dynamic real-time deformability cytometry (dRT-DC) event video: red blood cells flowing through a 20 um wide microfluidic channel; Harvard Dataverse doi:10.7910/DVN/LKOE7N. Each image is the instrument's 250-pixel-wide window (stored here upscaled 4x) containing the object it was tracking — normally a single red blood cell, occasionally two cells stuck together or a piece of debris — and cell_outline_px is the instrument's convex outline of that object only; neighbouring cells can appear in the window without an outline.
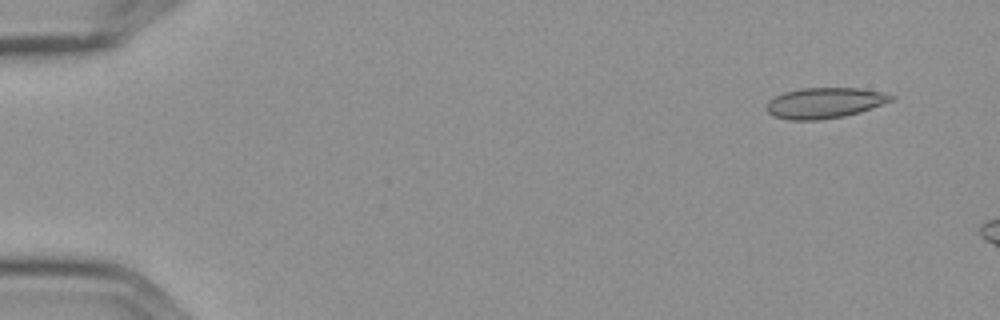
{"species": "Egyptian fruit bat (a non-hibernating species)", "species_latin": "Rousettus aegyptiacus", "temperature_condition": "cold", "stored_images_in_passage": 3, "camera_frame_rate_fps": 3000, "um_per_image_px": 0.085, "frame": {"image": 1, "passage_image": 1, "time_ms": 0.0, "image_size_px": [1000, 320], "cell_outline_px": [[896, 96], [892, 100], [872, 108], [860, 112], [844, 116], [820, 120], [788, 120], [772, 116], [764, 108], [768, 100], [784, 92], [800, 88], [860, 88], [884, 92]], "centroid_in_image_um": [70.06, 8.75], "position_along_channel_um": 14.9, "area_um2": 22.48}}